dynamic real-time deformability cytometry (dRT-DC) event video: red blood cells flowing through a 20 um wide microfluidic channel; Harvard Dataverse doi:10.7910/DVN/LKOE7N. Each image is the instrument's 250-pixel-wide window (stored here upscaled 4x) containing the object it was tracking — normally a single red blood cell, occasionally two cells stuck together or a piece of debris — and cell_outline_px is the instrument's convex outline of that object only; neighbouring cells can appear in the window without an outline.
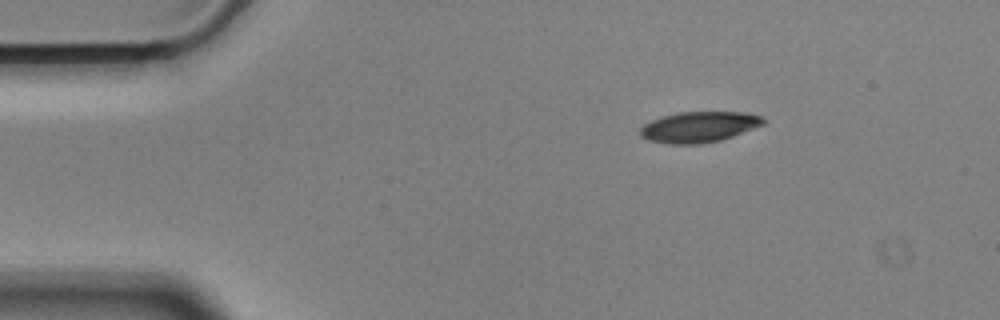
{"species": "Egyptian fruit bat (a non-hibernating species)", "species_latin": "Rousettus aegyptiacus", "temperature_condition": "cold", "stored_images_in_passage": 49, "camera_frame_rate_fps": 3000, "um_per_image_px": 0.085, "animal": {"sex": "male"}, "frame": {"image": 1, "passage_image": 1, "time_ms": 0.0, "image_size_px": [1000, 320], "cell_outline_px": [[768, 120], [764, 124], [732, 136], [720, 140], [700, 144], [668, 144], [648, 140], [640, 136], [640, 128], [644, 124], [652, 120], [664, 116], [680, 112], [748, 112], [764, 116]], "centroid_in_image_um": [59.45, 10.78], "position_along_channel_um": 25.6, "area_um2": 22.14}}
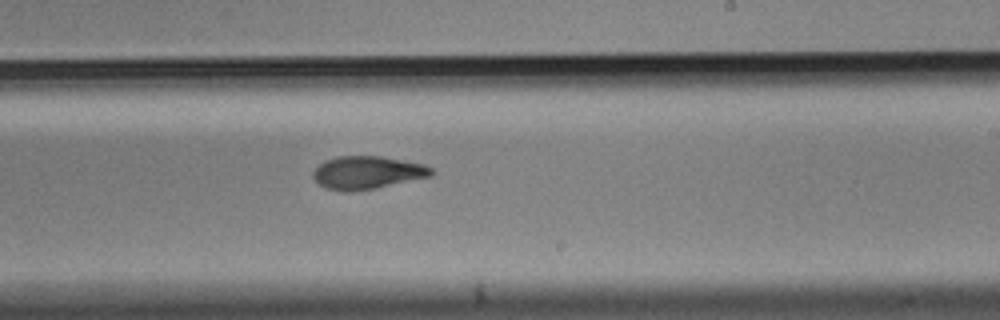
{"frame": {"image": 2, "passage_image": 26, "time_ms": 8.333, "image_size_px": [1000, 320], "cell_outline_px": [[436, 172], [432, 176], [376, 188], [352, 192], [344, 192], [324, 188], [312, 176], [312, 172], [324, 160], [336, 156], [380, 156], [424, 164], [432, 168]], "centroid_in_image_um": [31.22, 14.67], "position_along_channel_um": 257.8, "area_um2": 22.89}}
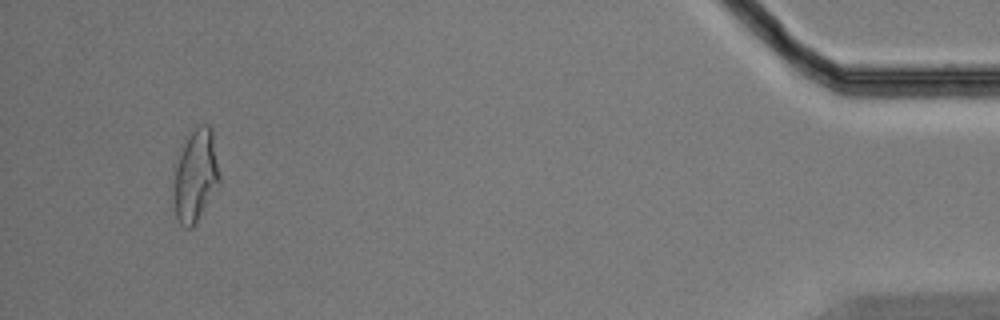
{"frame": {"image": 3, "passage_image": 46, "time_ms": 15.0, "image_size_px": [1000, 320], "cell_outline_px": [[220, 184], [196, 224], [192, 228], [184, 228], [180, 224], [176, 216], [176, 164], [180, 144], [200, 124], [208, 124], [212, 128], [220, 176]], "centroid_in_image_um": [16.67, 14.91], "position_along_channel_um": 418.5, "area_um2": 24.57}, "authors_computed_cell_mechanics": {"area_um2": 23.0622, "velocity_mm_per_s": 3.527, "shape_relaxation_time_tau1_ms": 6.3855, "shape_relaxation_time_tau2_ms": 3.2242, "deformation_change_tau1": 0.1746, "deformation_change_tau2": 0.103}}